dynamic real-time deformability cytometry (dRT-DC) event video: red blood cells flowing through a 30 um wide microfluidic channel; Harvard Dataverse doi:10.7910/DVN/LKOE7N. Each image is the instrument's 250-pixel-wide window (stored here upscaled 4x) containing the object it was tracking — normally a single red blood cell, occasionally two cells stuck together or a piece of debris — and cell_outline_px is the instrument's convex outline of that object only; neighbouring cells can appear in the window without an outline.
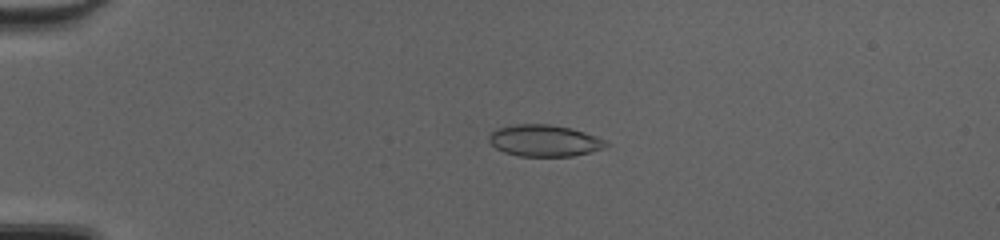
{"species": "common noctule bat (a hibernating species)", "species_latin": "Nyctalus noctula", "temperature_condition": "cold", "stored_images_in_passage": 38, "camera_frame_rate_fps": 3000, "um_per_image_px": 0.085, "animal": {"sex": "female", "body_mass_g": 20.0, "forearm_length_mm": 54.0}, "frame": {"image": 1, "passage_image": 1, "time_ms": 0.0, "image_size_px": [1000, 240], "cell_outline_px": [[612, 144], [604, 148], [592, 152], [572, 156], [520, 156], [504, 152], [496, 148], [488, 140], [488, 136], [496, 128], [516, 124], [548, 124], [572, 128], [608, 140]], "centroid_in_image_um": [46.32, 11.95], "position_along_channel_um": 38.7, "area_um2": 21.79}}
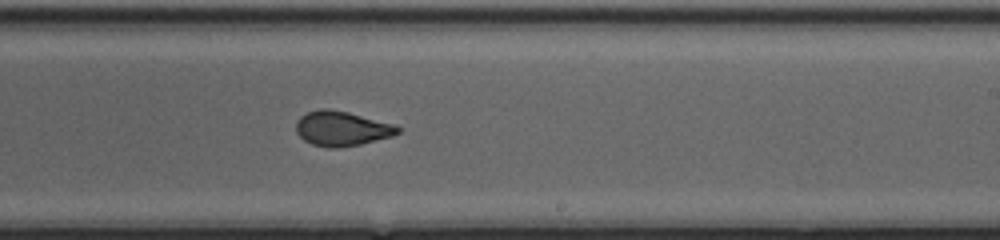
{"frame": {"image": 2, "passage_image": 20, "time_ms": 6.333, "image_size_px": [1000, 240], "cell_outline_px": [[404, 128], [400, 132], [392, 136], [360, 144], [336, 148], [328, 148], [312, 144], [304, 140], [296, 132], [296, 120], [300, 116], [308, 112], [320, 108], [328, 108], [348, 112], [392, 124]], "centroid_in_image_um": [29.03, 10.92], "position_along_channel_um": 260.0, "area_um2": 20.58}}
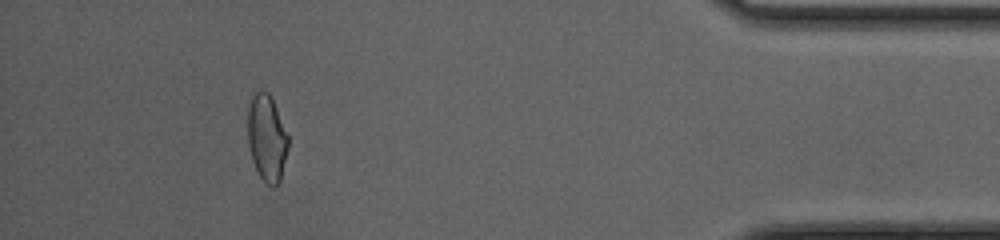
{"frame": {"image": 3, "passage_image": 34, "time_ms": 11.0, "image_size_px": [1000, 240], "cell_outline_px": [[288, 148], [280, 180], [276, 188], [272, 188], [260, 176], [252, 160], [248, 144], [248, 104], [252, 96], [256, 92], [268, 92], [272, 96], [288, 136]], "centroid_in_image_um": [22.68, 11.72], "position_along_channel_um": 412.5, "area_um2": 20.4}, "authors_computed_cell_mechanics": {"area_um2": 20.6924, "velocity_mm_per_s": 4.3041, "shape_relaxation_time_tau1_ms": null, "shape_relaxation_time_tau2_ms": 0.7232, "deformation_change_tau1": null, "deformation_change_tau2": 0.0547}}